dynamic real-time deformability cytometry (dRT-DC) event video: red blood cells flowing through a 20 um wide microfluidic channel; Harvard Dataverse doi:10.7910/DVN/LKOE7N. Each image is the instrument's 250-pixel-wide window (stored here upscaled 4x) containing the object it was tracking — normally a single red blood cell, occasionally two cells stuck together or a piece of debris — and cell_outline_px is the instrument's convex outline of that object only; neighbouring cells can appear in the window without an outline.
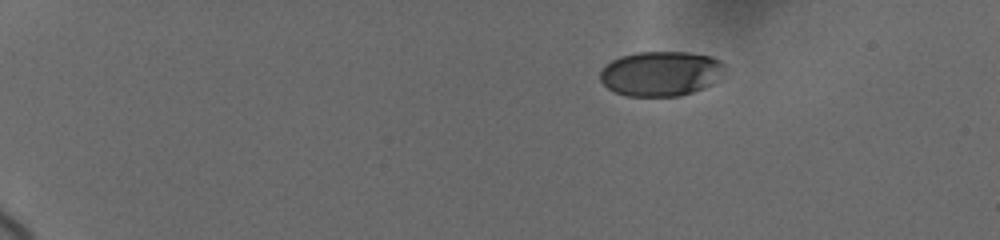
{"species": "human", "species_latin": "Homo sapiens", "temperature_condition": "cold", "stored_images_in_passage": 17, "camera_frame_rate_fps": 3000, "um_per_image_px": 0.085, "donor": {"sex": "female"}, "frame": {"image": 1, "passage_image": 1, "time_ms": 0.0, "image_size_px": [1000, 240], "cell_outline_px": [[724, 68], [712, 84], [704, 88], [680, 96], [628, 96], [616, 92], [608, 88], [600, 80], [600, 72], [612, 60], [620, 56], [636, 52], [688, 52], [708, 56], [720, 60], [724, 64]], "centroid_in_image_um": [56.15, 6.25], "position_along_channel_um": 28.9, "area_um2": 32.31}}
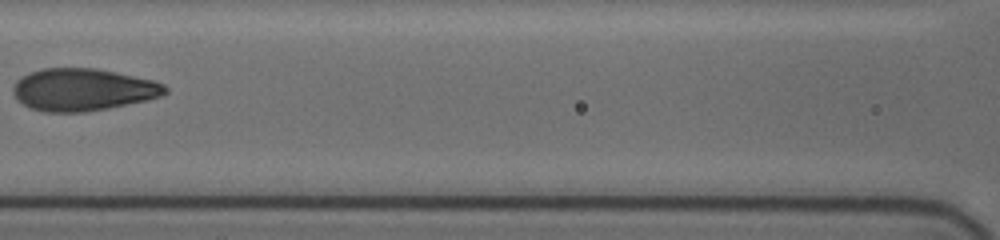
{"frame": {"image": 2, "passage_image": 7, "time_ms": 6.667, "image_size_px": [1000, 240], "cell_outline_px": [[168, 92], [160, 96], [148, 100], [108, 108], [84, 112], [44, 112], [32, 108], [16, 100], [12, 92], [12, 88], [16, 80], [28, 72], [44, 68], [96, 68], [152, 80], [164, 84], [168, 88]], "centroid_in_image_um": [7.02, 7.62], "position_along_channel_um": 159.6, "area_um2": 37.57}}
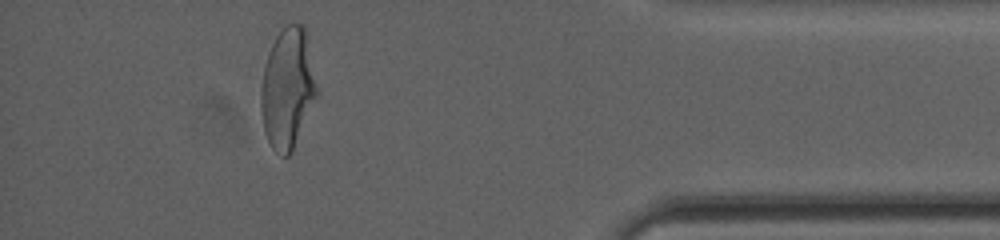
{"frame": {"image": 3, "passage_image": 15, "time_ms": 14.333, "image_size_px": [1000, 240], "cell_outline_px": [[320, 92], [292, 152], [288, 156], [284, 156], [272, 148], [264, 132], [260, 108], [260, 92], [264, 68], [268, 52], [276, 36], [288, 24], [304, 24]], "centroid_in_image_um": [24.47, 7.53], "position_along_channel_um": 410.7, "area_um2": 39.71}, "authors_computed_cell_mechanics": {"area_um2": 36.8186, "velocity_mm_per_s": 3.6767, "shape_relaxation_time_tau1_ms": 4.4593, "shape_relaxation_time_tau2_ms": null, "deformation_change_tau1": 0.1572, "deformation_change_tau2": null}}